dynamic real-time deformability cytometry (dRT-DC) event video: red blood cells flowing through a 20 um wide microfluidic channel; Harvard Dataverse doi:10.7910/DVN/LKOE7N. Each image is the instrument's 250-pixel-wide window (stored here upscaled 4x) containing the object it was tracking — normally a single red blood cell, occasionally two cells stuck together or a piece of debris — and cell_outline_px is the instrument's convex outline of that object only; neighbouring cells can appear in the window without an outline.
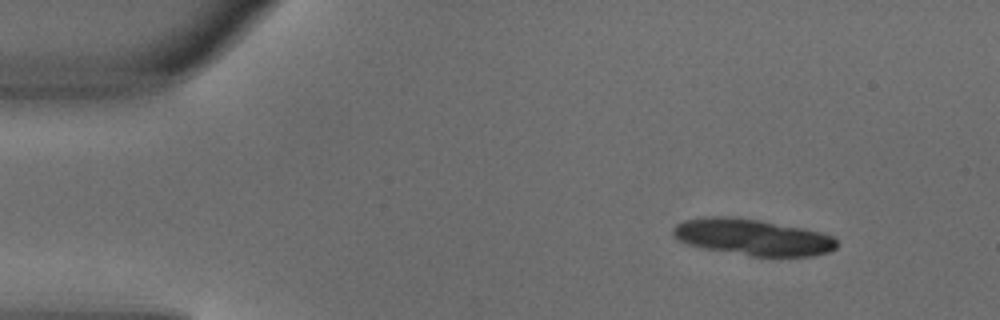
{"species": "common noctule bat (a hibernating species)", "species_latin": "Nyctalus noctula", "temperature_condition": "warm", "stored_images_in_passage": 4, "camera_frame_rate_fps": 3000, "um_per_image_px": 0.085, "animal": {"sex": "male", "body_mass_g": 18.8}, "frame": {"image": 1, "passage_image": 1, "time_ms": 0.0, "image_size_px": [1000, 320], "cell_outline_px": [[836, 248], [828, 252], [812, 256], [752, 256], [704, 248], [688, 244], [672, 236], [672, 228], [676, 224], [684, 220], [704, 216], [732, 216], [760, 220], [804, 228], [836, 236]], "centroid_in_image_um": [63.97, 20.14], "position_along_channel_um": 21.0, "area_um2": 34.85}}
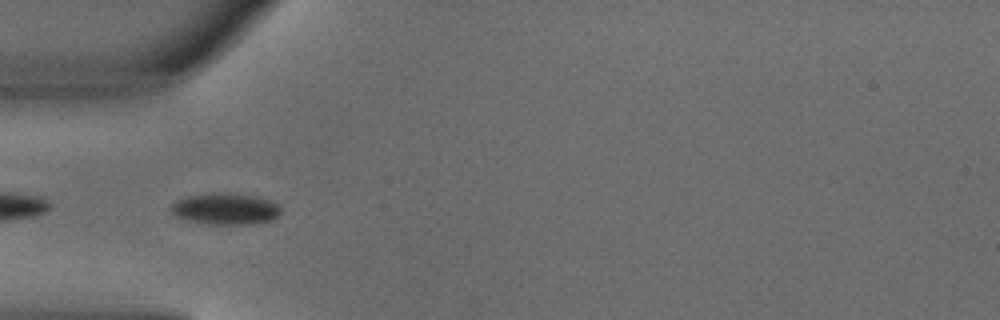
{"frame": {"image": 2, "passage_image": 4, "time_ms": 1.0, "image_size_px": [1000, 320], "cell_outline_px": [[280, 212], [272, 220], [252, 224], [208, 224], [188, 220], [176, 216], [168, 208], [176, 200], [188, 196], [212, 192], [228, 192], [260, 196], [276, 204], [280, 208]], "centroid_in_image_um": [19.14, 17.73], "position_along_channel_um": 65.9, "area_um2": 20.29}}